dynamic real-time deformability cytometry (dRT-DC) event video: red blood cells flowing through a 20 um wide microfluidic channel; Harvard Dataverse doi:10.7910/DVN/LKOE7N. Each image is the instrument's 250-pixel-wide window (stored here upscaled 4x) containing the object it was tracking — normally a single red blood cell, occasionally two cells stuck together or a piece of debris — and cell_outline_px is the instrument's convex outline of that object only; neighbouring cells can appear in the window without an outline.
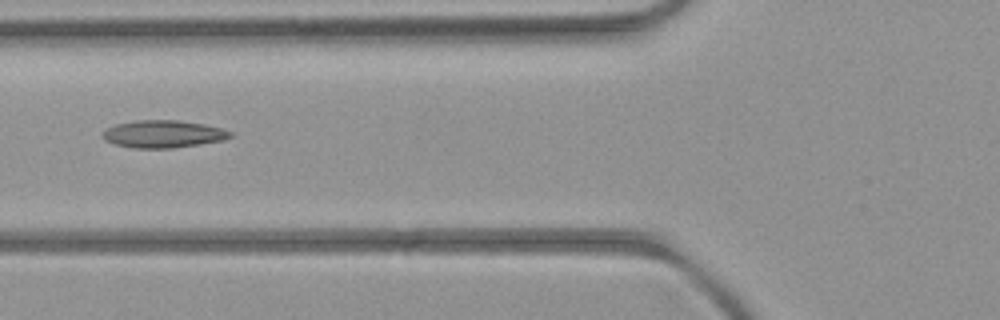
{"species": "common noctule bat (a hibernating species)", "species_latin": "Nyctalus noctula", "temperature_condition": "room temperature", "stored_images_in_passage": 6, "camera_frame_rate_fps": 3000, "um_per_image_px": 0.085, "animal": {"sex": "female", "body_mass_g": 21.9}, "frame": {"image": 1, "passage_image": 5, "time_ms": 4.667, "image_size_px": [1000, 320], "cell_outline_px": [[232, 136], [224, 140], [200, 144], [172, 148], [136, 148], [116, 144], [104, 140], [100, 136], [100, 132], [104, 128], [116, 124], [136, 120], [176, 120], [204, 124], [220, 128], [232, 132]], "centroid_in_image_um": [13.82, 11.39], "position_along_channel_um": 112.0, "area_um2": 20.52}}
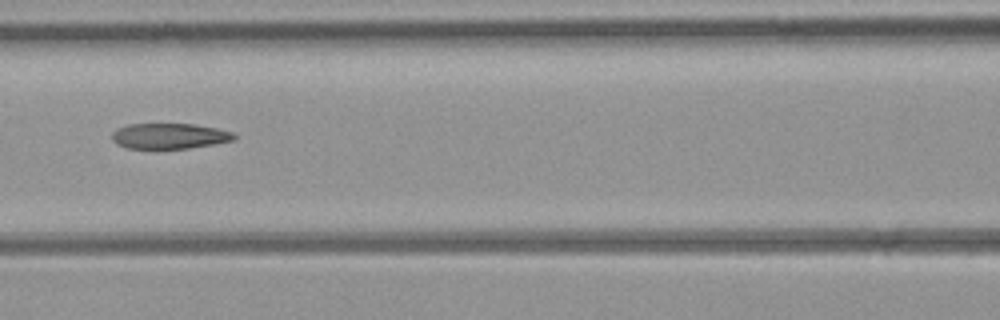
{"frame": {"image": 2, "passage_image": 6, "time_ms": 5.667, "image_size_px": [1000, 320], "cell_outline_px": [[236, 136], [232, 140], [212, 144], [188, 148], [128, 148], [116, 144], [112, 140], [112, 132], [116, 128], [128, 124], [192, 124], [216, 128], [232, 132]], "centroid_in_image_um": [14.34, 11.55], "position_along_channel_um": 152.3, "area_um2": 17.98}}